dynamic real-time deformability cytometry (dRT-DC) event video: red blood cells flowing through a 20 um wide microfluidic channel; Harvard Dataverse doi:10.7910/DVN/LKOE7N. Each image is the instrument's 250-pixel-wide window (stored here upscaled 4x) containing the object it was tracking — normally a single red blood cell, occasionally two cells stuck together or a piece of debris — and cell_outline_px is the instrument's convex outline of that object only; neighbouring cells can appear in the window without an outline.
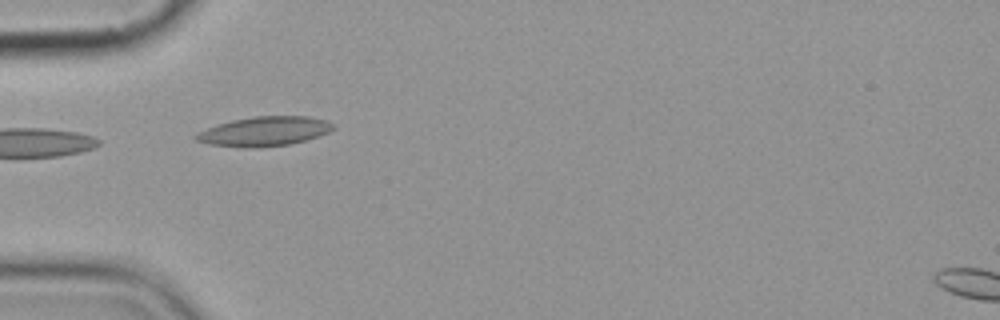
{"species": "common noctule bat (a hibernating species)", "species_latin": "Nyctalus noctula", "temperature_condition": "cold", "stored_images_in_passage": 4, "camera_frame_rate_fps": 3000, "um_per_image_px": 0.085, "animal": {"sex": "female", "body_mass_g": 19.9}, "frame": {"image": 1, "passage_image": 1, "time_ms": 0.0, "image_size_px": [1000, 320], "cell_outline_px": [[336, 128], [320, 136], [288, 144], [260, 148], [244, 148], [208, 144], [196, 140], [192, 136], [196, 132], [232, 120], [252, 116], [308, 116], [328, 120]], "centroid_in_image_um": [22.46, 11.17], "position_along_channel_um": 62.5, "area_um2": 23.7}}
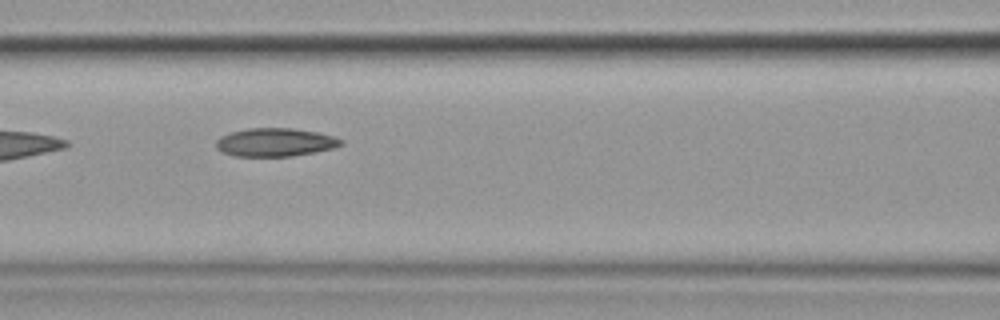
{"frame": {"image": 2, "passage_image": 3, "time_ms": 2.333, "image_size_px": [1000, 320], "cell_outline_px": [[344, 144], [336, 148], [292, 156], [236, 156], [224, 152], [216, 148], [216, 140], [220, 136], [232, 132], [248, 128], [292, 128], [316, 132], [332, 136], [344, 140]], "centroid_in_image_um": [23.42, 12.09], "position_along_channel_um": 143.2, "area_um2": 20.58}}
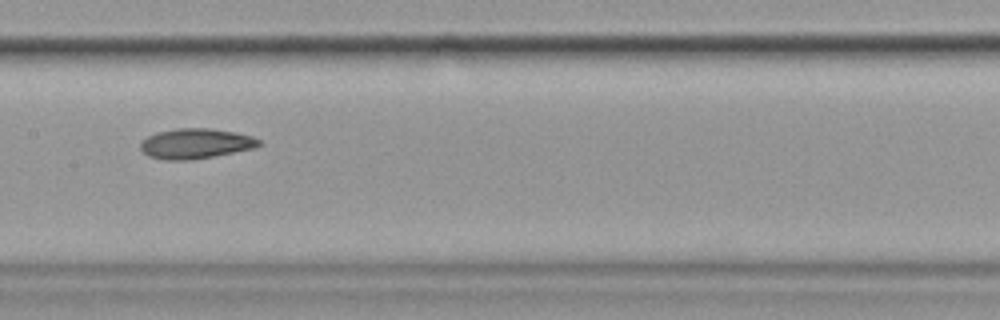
{"frame": {"image": 3, "passage_image": 4, "time_ms": 3.667, "image_size_px": [1000, 320], "cell_outline_px": [[264, 144], [256, 148], [192, 160], [164, 160], [148, 156], [140, 148], [140, 144], [148, 136], [156, 132], [176, 128], [208, 128], [236, 132], [252, 136], [260, 140]], "centroid_in_image_um": [16.66, 12.2], "position_along_channel_um": 190.7, "area_um2": 20.98}}